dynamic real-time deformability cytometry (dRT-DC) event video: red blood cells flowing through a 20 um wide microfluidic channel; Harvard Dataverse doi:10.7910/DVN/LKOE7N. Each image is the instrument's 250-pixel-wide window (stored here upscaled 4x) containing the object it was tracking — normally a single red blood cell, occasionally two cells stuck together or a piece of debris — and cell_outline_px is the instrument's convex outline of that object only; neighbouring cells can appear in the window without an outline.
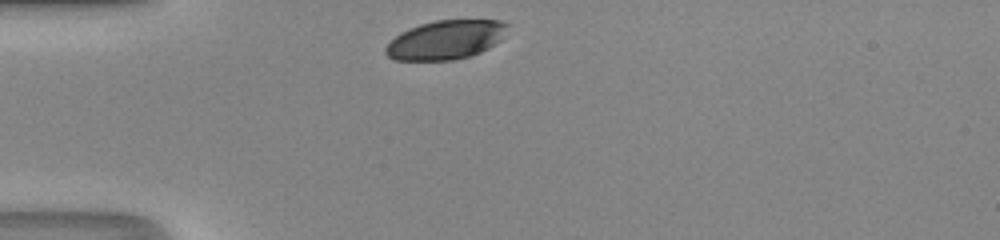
{"species": "human", "species_latin": "Homo sapiens", "temperature_condition": "room temperature", "stored_images_in_passage": 27, "camera_frame_rate_fps": 3000, "um_per_image_px": 0.085, "donor": {"sex": "male"}, "frame": {"image": 1, "passage_image": 1, "time_ms": 0.0, "image_size_px": [1000, 240], "cell_outline_px": [[508, 24], [500, 40], [488, 48], [480, 52], [468, 56], [452, 60], [396, 60], [388, 56], [384, 52], [384, 48], [400, 32], [408, 28], [420, 24], [436, 20], [500, 20]], "centroid_in_image_um": [37.85, 3.38], "position_along_channel_um": 47.1, "area_um2": 27.46}}
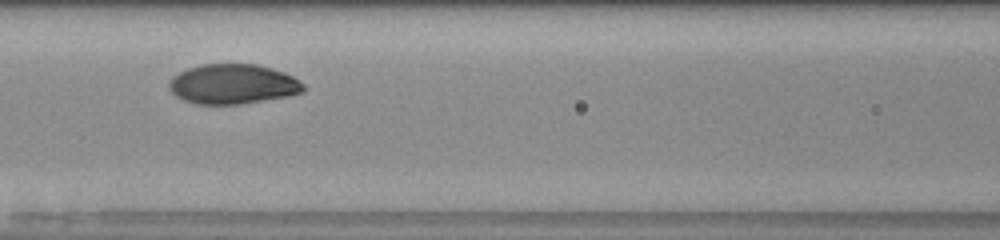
{"frame": {"image": 2, "passage_image": 10, "time_ms": 3.0, "image_size_px": [1000, 240], "cell_outline_px": [[308, 88], [304, 92], [292, 96], [240, 104], [196, 104], [184, 100], [176, 96], [168, 88], [168, 84], [172, 76], [188, 68], [200, 64], [256, 64], [284, 72], [300, 80]], "centroid_in_image_um": [19.83, 7.15], "position_along_channel_um": 146.8, "area_um2": 31.56}}
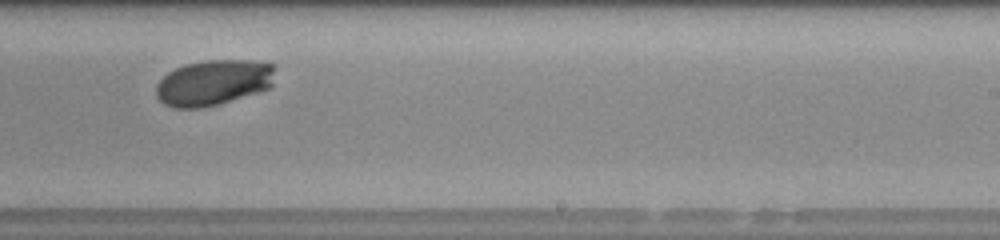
{"frame": {"image": 3, "passage_image": 19, "time_ms": 6.0, "image_size_px": [1000, 240], "cell_outline_px": [[276, 64], [272, 88], [216, 104], [200, 108], [172, 108], [164, 104], [156, 96], [156, 84], [168, 72], [176, 68], [188, 64], [204, 60], [248, 60]], "centroid_in_image_um": [18.16, 7.01], "position_along_channel_um": 270.8, "area_um2": 31.73}, "authors_computed_cell_mechanics": {"area_um2": 31.6744, "velocity_mm_per_s": 4.1522, "shape_relaxation_time_tau1_ms": 3.8151, "shape_relaxation_time_tau2_ms": null, "deformation_change_tau1": 0.1871, "deformation_change_tau2": null}}